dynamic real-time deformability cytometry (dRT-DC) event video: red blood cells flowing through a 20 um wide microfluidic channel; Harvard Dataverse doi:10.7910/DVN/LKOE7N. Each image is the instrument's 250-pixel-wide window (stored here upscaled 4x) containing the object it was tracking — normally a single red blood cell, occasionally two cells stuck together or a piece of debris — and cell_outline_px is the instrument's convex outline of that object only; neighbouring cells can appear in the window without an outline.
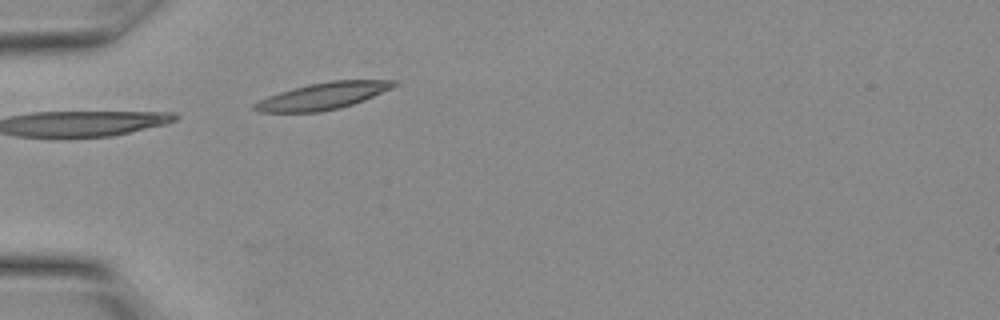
{"species": "Egyptian fruit bat (a non-hibernating species)", "species_latin": "Rousettus aegyptiacus", "temperature_condition": "warm", "stored_images_in_passage": 5, "camera_frame_rate_fps": 3000, "um_per_image_px": 0.085, "animal": {"sex": "female"}, "frame": {"image": 1, "passage_image": 1, "time_ms": 0.0, "image_size_px": [1000, 320], "cell_outline_px": [[396, 84], [392, 88], [364, 100], [340, 108], [320, 112], [260, 112], [252, 108], [252, 104], [268, 96], [280, 92], [312, 84], [332, 80], [396, 80]], "centroid_in_image_um": [27.45, 8.17], "position_along_channel_um": 57.6, "area_um2": 21.44}}
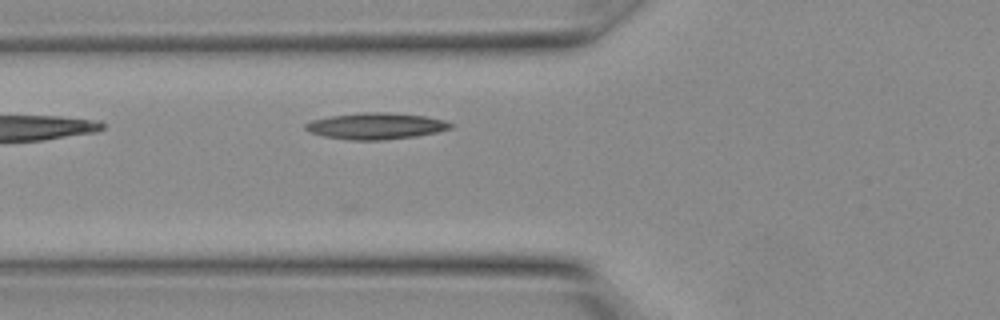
{"frame": {"image": 2, "passage_image": 3, "time_ms": 0.667, "image_size_px": [1000, 320], "cell_outline_px": [[452, 128], [436, 132], [412, 136], [384, 140], [352, 140], [324, 136], [308, 132], [304, 128], [304, 124], [312, 120], [332, 116], [360, 112], [384, 112], [424, 116], [444, 120], [452, 124]], "centroid_in_image_um": [31.91, 10.71], "position_along_channel_um": 93.9, "area_um2": 22.08}}
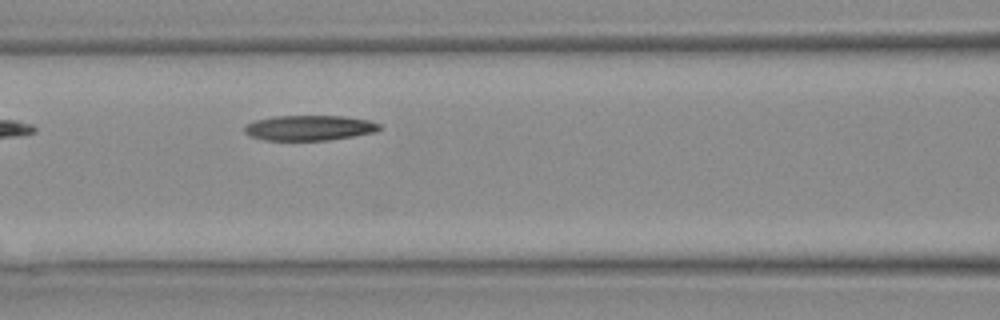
{"frame": {"image": 3, "passage_image": 5, "time_ms": 1.333, "image_size_px": [1000, 320], "cell_outline_px": [[380, 128], [376, 132], [328, 140], [264, 140], [252, 136], [244, 132], [244, 124], [256, 120], [276, 116], [344, 116], [368, 120], [380, 124]], "centroid_in_image_um": [26.28, 10.86], "position_along_channel_um": 140.3, "area_um2": 19.71}}